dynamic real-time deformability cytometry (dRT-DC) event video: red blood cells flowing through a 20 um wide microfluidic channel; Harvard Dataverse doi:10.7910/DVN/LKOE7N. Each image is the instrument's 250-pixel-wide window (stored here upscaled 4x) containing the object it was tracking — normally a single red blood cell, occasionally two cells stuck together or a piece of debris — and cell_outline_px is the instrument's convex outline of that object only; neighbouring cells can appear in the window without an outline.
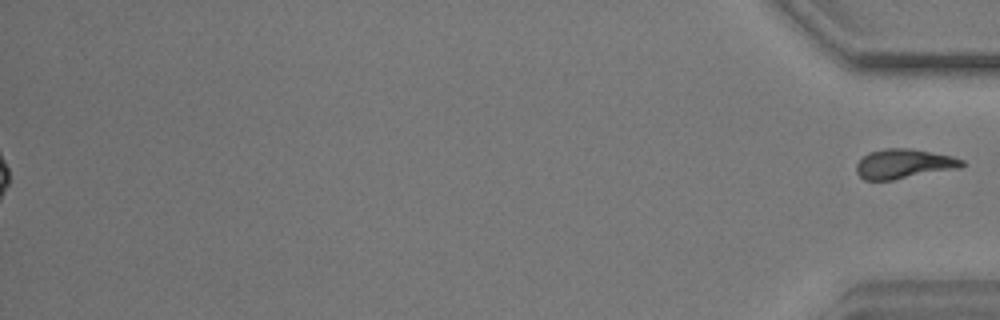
{"species": "common noctule bat (a hibernating species)", "species_latin": "Nyctalus noctula", "temperature_condition": "warm", "stored_images_in_passage": 55, "segment_of_instrument_passage": [2, 2], "camera_frame_rate_fps": 3000, "um_per_image_px": 0.085, "animal": {"sex": "male", "body_mass_g": 17.9}, "frame": {"image": 1, "passage_image": 55, "time_ms": 18.0, "image_size_px": [1000, 320], "cell_outline_px": [[964, 164], [960, 168], [892, 180], [864, 180], [856, 172], [856, 164], [868, 152], [884, 148], [908, 148], [952, 156], [964, 160]], "centroid_in_image_um": [76.81, 13.92], "position_along_channel_um": 358.4, "area_um2": 18.15}}